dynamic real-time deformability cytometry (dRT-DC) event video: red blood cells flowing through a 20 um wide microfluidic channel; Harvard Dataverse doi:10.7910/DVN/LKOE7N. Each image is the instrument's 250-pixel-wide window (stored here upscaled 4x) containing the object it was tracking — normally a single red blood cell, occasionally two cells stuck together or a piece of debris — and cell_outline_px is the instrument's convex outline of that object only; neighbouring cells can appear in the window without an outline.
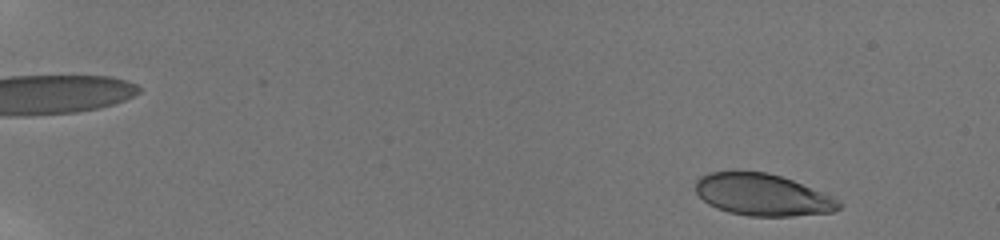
{"species": "human", "species_latin": "Homo sapiens", "temperature_condition": "room temperature", "stored_images_in_passage": 41, "camera_frame_rate_fps": 3000, "um_per_image_px": 0.085, "donor": {"sex": "male"}, "frame": {"image": 1, "passage_image": 3, "time_ms": 1.0, "image_size_px": [1000, 240], "cell_outline_px": [[844, 204], [840, 208], [832, 212], [792, 216], [748, 216], [728, 212], [716, 208], [708, 204], [696, 192], [696, 180], [700, 176], [708, 172], [764, 172], [780, 176], [792, 180], [832, 196]], "centroid_in_image_um": [64.81, 16.57], "position_along_channel_um": 20.2, "area_um2": 34.8}}
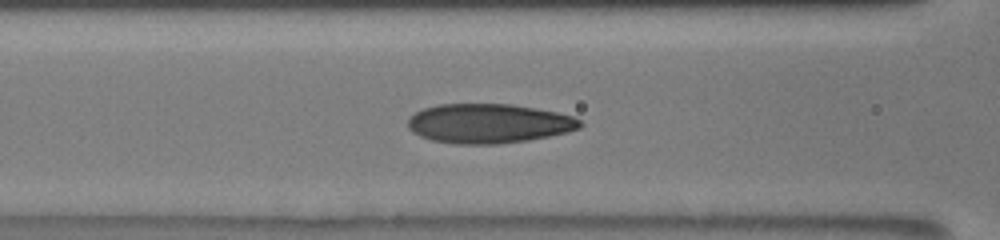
{"frame": {"image": 2, "passage_image": 17, "time_ms": 8.333, "image_size_px": [1000, 240], "cell_outline_px": [[584, 124], [580, 128], [568, 132], [528, 140], [496, 144], [452, 144], [432, 140], [420, 136], [412, 132], [408, 128], [408, 120], [416, 112], [424, 108], [440, 104], [508, 104], [556, 112], [572, 116], [580, 120]], "centroid_in_image_um": [41.53, 10.5], "position_along_channel_um": 125.1, "area_um2": 39.42}}
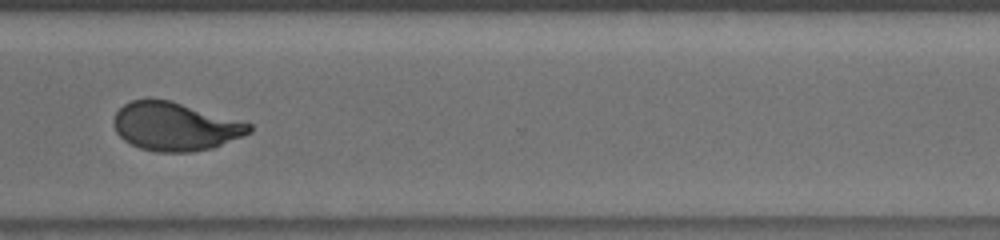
{"frame": {"image": 3, "passage_image": 32, "time_ms": 14.333, "image_size_px": [1000, 240], "cell_outline_px": [[252, 132], [212, 148], [192, 152], [156, 152], [140, 148], [124, 140], [116, 132], [112, 124], [112, 120], [116, 112], [124, 104], [132, 100], [168, 100], [252, 124]], "centroid_in_image_um": [14.85, 10.77], "position_along_channel_um": 355.7, "area_um2": 37.74}, "authors_computed_cell_mechanics": {"area_um2": 38.148, "velocity_mm_per_s": 3.8519, "shape_relaxation_time_tau1_ms": 4.5522, "shape_relaxation_time_tau2_ms": 0.6937, "deformation_change_tau1": 0.193, "deformation_change_tau2": 0.0589}}